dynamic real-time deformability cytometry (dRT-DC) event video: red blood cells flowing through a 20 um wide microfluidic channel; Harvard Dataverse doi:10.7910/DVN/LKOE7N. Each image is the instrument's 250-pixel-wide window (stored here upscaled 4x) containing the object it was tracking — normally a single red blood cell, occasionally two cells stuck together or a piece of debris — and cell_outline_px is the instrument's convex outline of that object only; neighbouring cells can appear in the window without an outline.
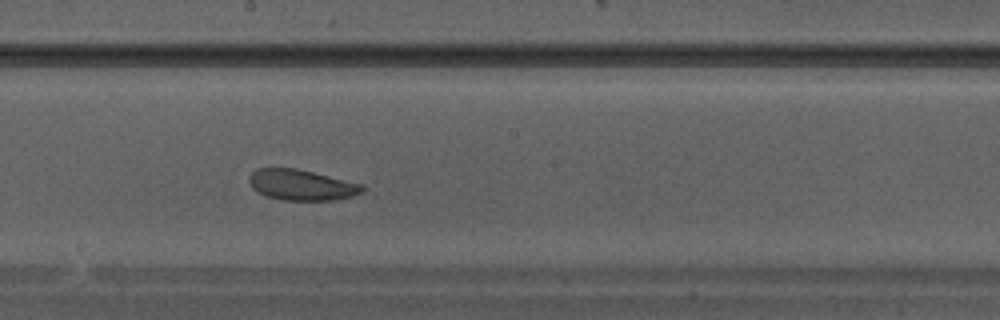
{"species": "Egyptian fruit bat (a non-hibernating species)", "species_latin": "Rousettus aegyptiacus", "temperature_condition": "warm", "stored_images_in_passage": 27, "camera_frame_rate_fps": 3000, "um_per_image_px": 0.085, "animal": {"sex": "male"}, "frame": {"image": 1, "passage_image": 12, "time_ms": 3.667, "image_size_px": [1000, 320], "cell_outline_px": [[364, 192], [352, 196], [336, 200], [284, 200], [268, 196], [252, 188], [248, 180], [248, 176], [256, 168], [296, 168], [364, 184]], "centroid_in_image_um": [25.65, 15.71], "position_along_channel_um": 222.5, "area_um2": 20.29}}